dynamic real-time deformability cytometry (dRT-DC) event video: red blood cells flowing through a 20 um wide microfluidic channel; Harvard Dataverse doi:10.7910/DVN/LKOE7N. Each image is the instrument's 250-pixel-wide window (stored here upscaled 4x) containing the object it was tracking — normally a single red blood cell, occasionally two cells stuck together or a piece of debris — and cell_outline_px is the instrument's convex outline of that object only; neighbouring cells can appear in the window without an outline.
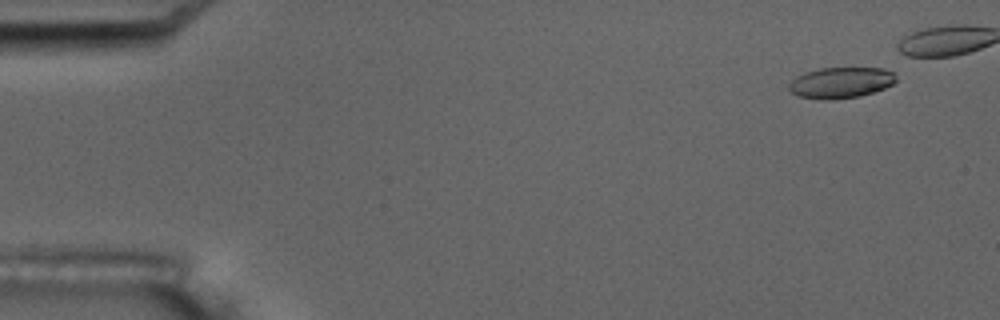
{"species": "common noctule bat (a hibernating species)", "species_latin": "Nyctalus noctula", "temperature_condition": "room temperature", "stored_images_in_passage": 6, "camera_frame_rate_fps": 3000, "um_per_image_px": 0.085, "animal": {"sex": "male", "body_mass_g": 17.5, "forearm_length_mm": 52.3}, "frame": {"image": 1, "passage_image": 1, "time_ms": 0.0, "image_size_px": [1000, 320], "cell_outline_px": [[896, 80], [892, 84], [884, 88], [860, 96], [832, 100], [820, 100], [800, 96], [792, 92], [788, 88], [788, 84], [796, 76], [804, 72], [820, 68], [884, 68], [892, 72], [896, 76]], "centroid_in_image_um": [71.45, 7.02], "position_along_channel_um": 13.6, "area_um2": 19.36}}